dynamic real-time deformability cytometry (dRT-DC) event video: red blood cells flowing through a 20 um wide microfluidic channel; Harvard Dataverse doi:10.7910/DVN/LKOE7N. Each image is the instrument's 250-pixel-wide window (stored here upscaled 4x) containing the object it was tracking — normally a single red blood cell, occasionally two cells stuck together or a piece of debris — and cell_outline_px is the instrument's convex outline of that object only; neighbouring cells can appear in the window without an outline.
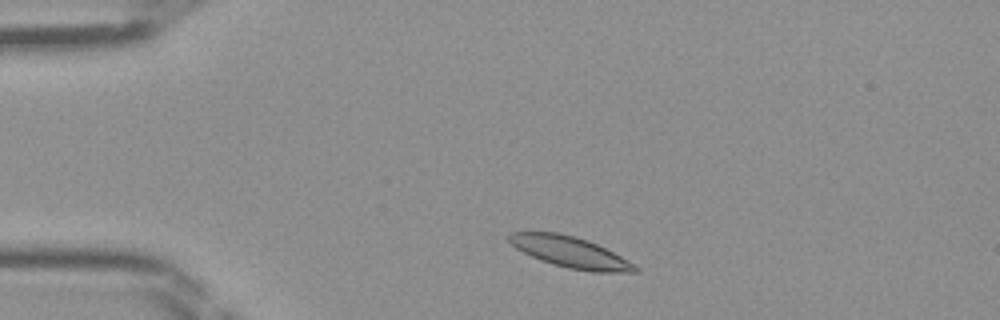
{"species": "Egyptian fruit bat (a non-hibernating species)", "species_latin": "Rousettus aegyptiacus", "temperature_condition": "room temperature", "stored_images_in_passage": 40, "camera_frame_rate_fps": 3000, "um_per_image_px": 0.085, "frame": {"image": 1, "passage_image": 4, "time_ms": 1.0, "image_size_px": [1000, 320], "cell_outline_px": [[640, 272], [592, 272], [568, 268], [552, 264], [532, 256], [516, 248], [508, 240], [508, 232], [556, 232], [576, 236], [588, 240], [628, 260], [640, 268]], "centroid_in_image_um": [48.48, 21.43], "position_along_channel_um": 36.5, "area_um2": 22.66}}
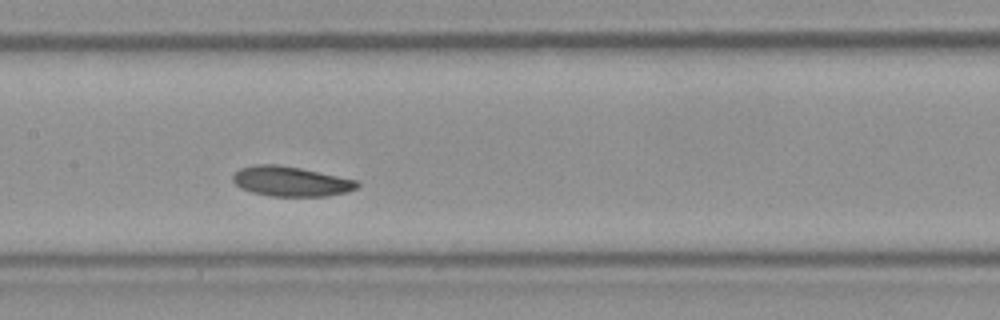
{"frame": {"image": 2, "passage_image": 17, "time_ms": 5.333, "image_size_px": [1000, 320], "cell_outline_px": [[360, 184], [356, 188], [348, 192], [328, 196], [272, 196], [252, 192], [240, 188], [232, 180], [232, 176], [240, 168], [256, 164], [276, 164], [300, 168], [356, 180]], "centroid_in_image_um": [24.71, 15.42], "position_along_channel_um": 182.7, "area_um2": 21.56}}
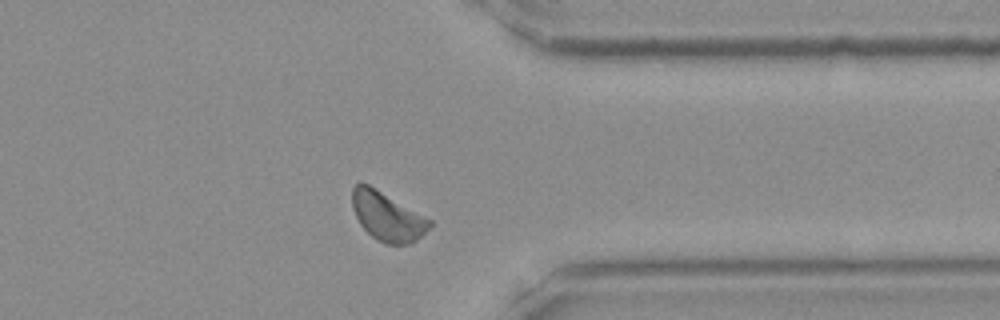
{"frame": {"image": 3, "passage_image": 31, "time_ms": 10.0, "image_size_px": [1000, 320], "cell_outline_px": [[432, 228], [412, 244], [388, 244], [376, 240], [360, 224], [352, 208], [352, 188], [360, 180], [368, 184], [432, 220]], "centroid_in_image_um": [32.94, 18.4], "position_along_channel_um": 378.5, "area_um2": 22.14}}